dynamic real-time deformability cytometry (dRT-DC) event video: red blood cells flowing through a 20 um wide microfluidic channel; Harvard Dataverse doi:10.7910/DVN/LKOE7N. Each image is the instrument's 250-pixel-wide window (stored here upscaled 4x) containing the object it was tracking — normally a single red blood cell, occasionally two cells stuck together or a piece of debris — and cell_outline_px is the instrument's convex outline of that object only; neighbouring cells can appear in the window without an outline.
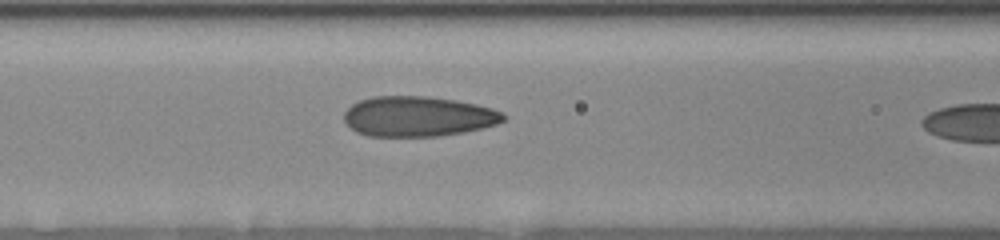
{"species": "human", "species_latin": "Homo sapiens", "temperature_condition": "room temperature", "stored_images_in_passage": 5, "camera_frame_rate_fps": 3000, "um_per_image_px": 0.085, "donor": {"sex": "female"}, "frame": {"image": 1, "passage_image": 4, "time_ms": 2.667, "image_size_px": [1000, 240], "cell_outline_px": [[508, 116], [504, 120], [496, 124], [464, 132], [440, 136], [368, 136], [356, 132], [344, 120], [344, 112], [352, 104], [360, 100], [372, 96], [428, 96], [456, 100], [476, 104], [492, 108]], "centroid_in_image_um": [35.53, 9.89], "position_along_channel_um": 131.1, "area_um2": 37.34}}